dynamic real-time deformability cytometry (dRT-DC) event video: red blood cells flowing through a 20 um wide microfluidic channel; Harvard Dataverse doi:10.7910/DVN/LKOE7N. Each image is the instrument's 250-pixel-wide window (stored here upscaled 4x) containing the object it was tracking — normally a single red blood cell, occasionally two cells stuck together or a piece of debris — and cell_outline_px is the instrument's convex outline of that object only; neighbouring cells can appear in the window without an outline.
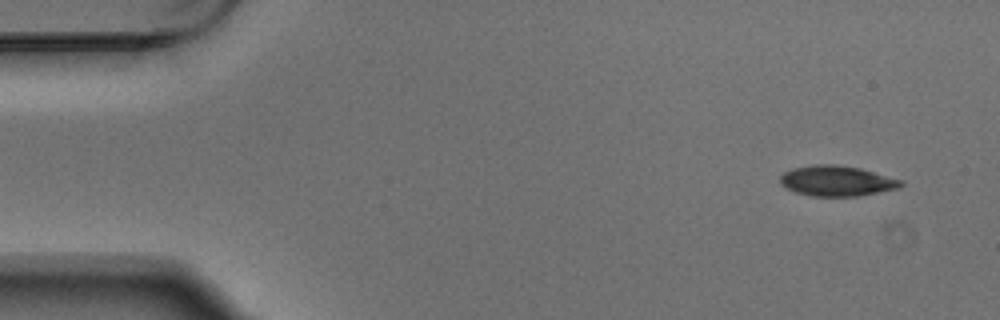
{"species": "Egyptian fruit bat (a non-hibernating species)", "species_latin": "Rousettus aegyptiacus", "temperature_condition": "warm", "stored_images_in_passage": 5, "camera_frame_rate_fps": 3000, "um_per_image_px": 0.085, "animal": {"sex": "male"}, "frame": {"image": 1, "passage_image": 1, "time_ms": 0.0, "image_size_px": [1000, 320], "cell_outline_px": [[904, 184], [900, 188], [860, 196], [812, 196], [796, 192], [780, 184], [780, 176], [784, 172], [792, 168], [812, 164], [836, 164], [860, 168], [904, 180]], "centroid_in_image_um": [71.16, 15.37], "position_along_channel_um": 13.8, "area_um2": 21.62}}
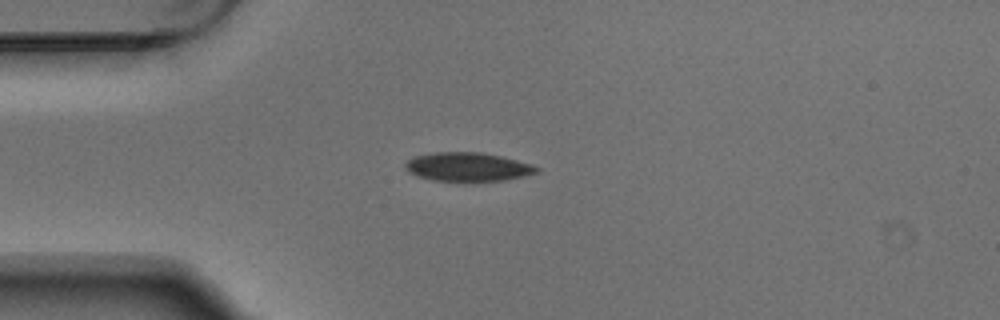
{"frame": {"image": 2, "passage_image": 4, "time_ms": 1.0, "image_size_px": [1000, 320], "cell_outline_px": [[540, 168], [536, 172], [504, 180], [464, 184], [432, 180], [416, 176], [408, 172], [404, 168], [404, 164], [412, 156], [436, 152], [480, 152], [500, 156], [532, 164]], "centroid_in_image_um": [39.68, 14.22], "position_along_channel_um": 45.3, "area_um2": 22.72}}
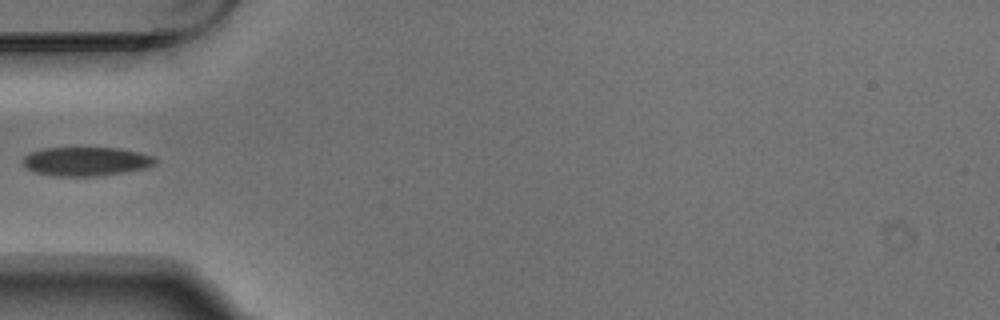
{"frame": {"image": 3, "passage_image": 5, "time_ms": 1.333, "image_size_px": [1000, 320], "cell_outline_px": [[160, 160], [156, 164], [144, 168], [124, 172], [96, 176], [56, 176], [36, 172], [28, 168], [20, 160], [28, 152], [44, 148], [120, 148], [156, 156]], "centroid_in_image_um": [7.34, 13.71], "position_along_channel_um": 77.7, "area_um2": 22.43}}